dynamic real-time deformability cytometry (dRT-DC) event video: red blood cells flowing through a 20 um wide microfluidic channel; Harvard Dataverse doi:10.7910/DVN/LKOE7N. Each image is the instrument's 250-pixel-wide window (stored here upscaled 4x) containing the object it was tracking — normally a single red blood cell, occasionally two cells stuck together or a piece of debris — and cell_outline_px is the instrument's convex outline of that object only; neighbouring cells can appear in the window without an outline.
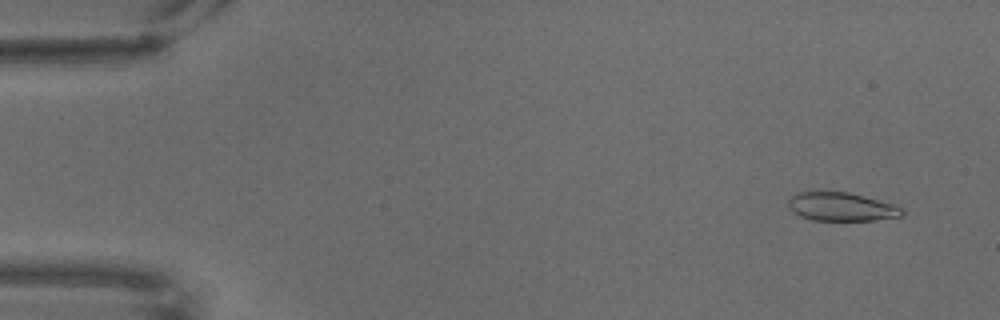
{"species": "common noctule bat (a hibernating species)", "species_latin": "Nyctalus noctula", "temperature_condition": "warm", "stored_images_in_passage": 69, "camera_frame_rate_fps": 3000, "um_per_image_px": 0.085, "animal": {"sex": "male", "body_mass_g": 18.8}, "frame": {"image": 1, "passage_image": 5, "time_ms": 1.333, "image_size_px": [1000, 320], "cell_outline_px": [[904, 216], [872, 220], [812, 220], [800, 216], [792, 212], [788, 208], [788, 200], [792, 196], [800, 192], [848, 192], [864, 196], [892, 204], [904, 208]], "centroid_in_image_um": [71.52, 17.58], "position_along_channel_um": 13.5, "area_um2": 18.84}}
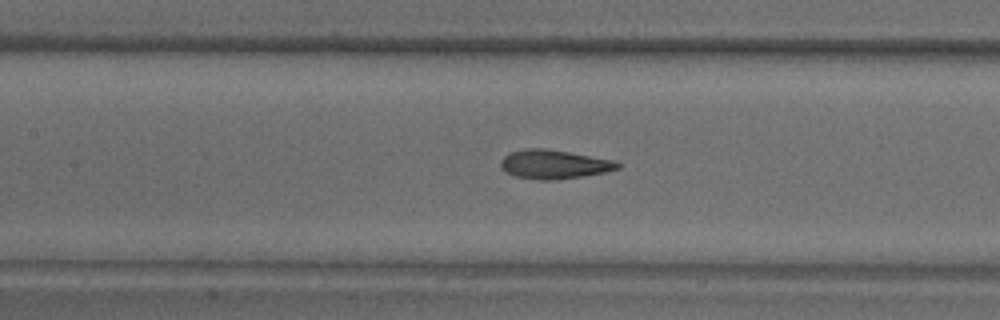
{"frame": {"image": 2, "passage_image": 32, "time_ms": 10.333, "image_size_px": [1000, 320], "cell_outline_px": [[620, 168], [604, 172], [556, 180], [536, 180], [516, 176], [504, 172], [500, 168], [500, 160], [508, 152], [524, 148], [544, 148], [616, 160], [620, 164]], "centroid_in_image_um": [47.04, 13.96], "position_along_channel_um": 160.4, "area_um2": 19.88}}
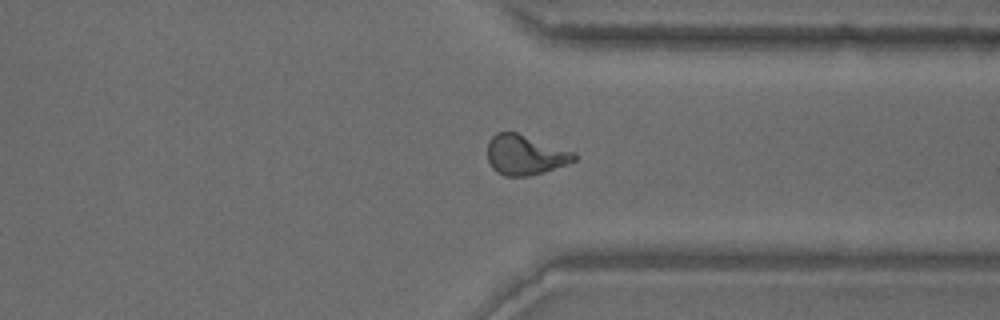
{"frame": {"image": 3, "passage_image": 53, "time_ms": 17.333, "image_size_px": [1000, 320], "cell_outline_px": [[576, 160], [544, 172], [528, 176], [504, 176], [496, 172], [492, 168], [488, 160], [488, 140], [496, 132], [516, 132], [576, 152]], "centroid_in_image_um": [44.62, 13.16], "position_along_channel_um": 366.8, "area_um2": 20.23}}